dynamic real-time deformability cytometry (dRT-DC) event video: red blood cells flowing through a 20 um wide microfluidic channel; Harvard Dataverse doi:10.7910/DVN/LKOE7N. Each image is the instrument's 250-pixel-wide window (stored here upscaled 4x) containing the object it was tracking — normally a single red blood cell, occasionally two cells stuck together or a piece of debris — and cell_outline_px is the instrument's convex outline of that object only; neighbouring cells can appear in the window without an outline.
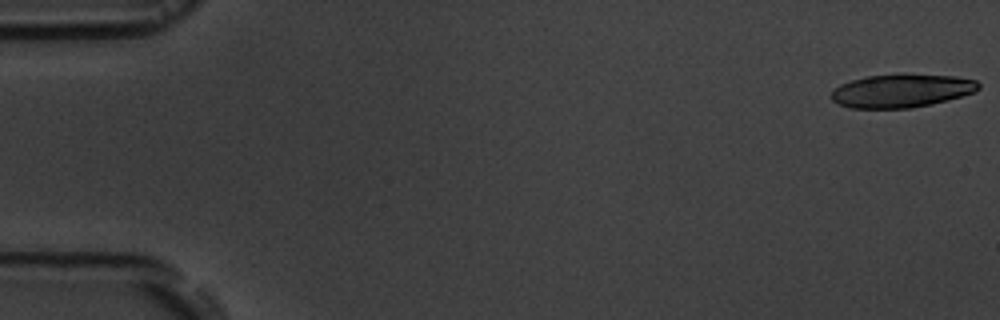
{"species": "common noctule bat (a hibernating species)", "species_latin": "Nyctalus noctula", "temperature_condition": "room temperature", "stored_images_in_passage": 19, "camera_frame_rate_fps": 3000, "um_per_image_px": 0.085, "animal": {"sex": "male", "body_mass_g": 19.5, "forearm_length_mm": 54.6}, "frame": {"image": 1, "passage_image": 1, "time_ms": 0.0, "image_size_px": [1000, 320], "cell_outline_px": [[980, 88], [976, 92], [932, 104], [912, 108], [848, 108], [832, 100], [832, 92], [840, 84], [852, 80], [868, 76], [956, 76], [976, 80], [980, 84]], "centroid_in_image_um": [76.65, 7.75], "position_along_channel_um": 8.3, "area_um2": 27.86}}